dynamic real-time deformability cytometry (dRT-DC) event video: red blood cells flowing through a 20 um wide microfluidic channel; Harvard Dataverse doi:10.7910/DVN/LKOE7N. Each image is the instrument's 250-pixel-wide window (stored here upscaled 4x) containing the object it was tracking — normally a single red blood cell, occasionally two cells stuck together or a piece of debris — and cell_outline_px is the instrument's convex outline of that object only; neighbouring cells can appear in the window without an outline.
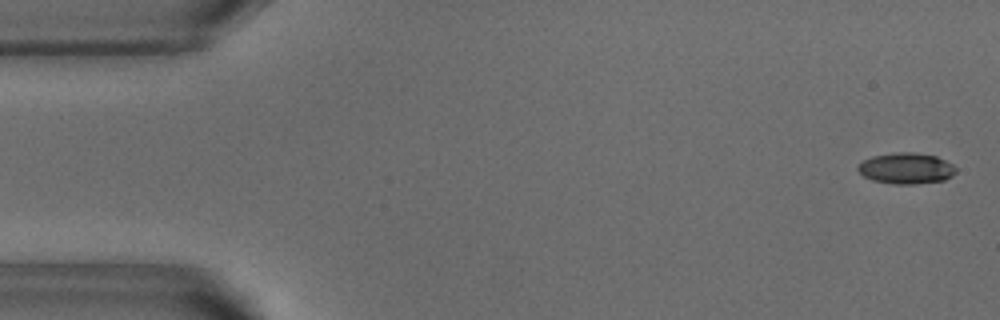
{"species": "common noctule bat (a hibernating species)", "species_latin": "Nyctalus noctula", "temperature_condition": "warm", "stored_images_in_passage": 53, "camera_frame_rate_fps": 3000, "um_per_image_px": 0.085, "animal": {"sex": "male", "body_mass_g": 18.8}, "frame": {"image": 1, "passage_image": 2, "time_ms": 0.333, "image_size_px": [1000, 320], "cell_outline_px": [[956, 172], [952, 176], [944, 180], [916, 184], [896, 184], [872, 180], [864, 176], [856, 168], [864, 160], [872, 156], [896, 152], [912, 152], [936, 156], [952, 164], [956, 168]], "centroid_in_image_um": [77.04, 14.31], "position_along_channel_um": 8.0, "area_um2": 17.63}}
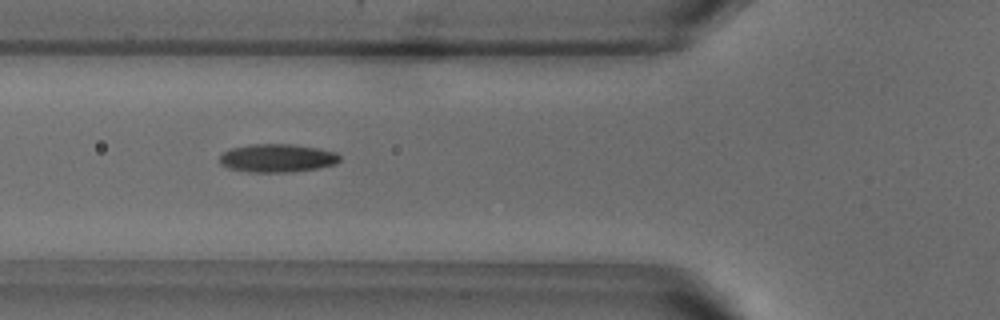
{"frame": {"image": 2, "passage_image": 19, "time_ms": 6.0, "image_size_px": [1000, 320], "cell_outline_px": [[340, 160], [336, 164], [316, 168], [292, 172], [248, 172], [228, 168], [220, 164], [220, 156], [224, 152], [232, 148], [252, 144], [292, 144], [320, 148], [336, 152], [340, 156]], "centroid_in_image_um": [23.58, 13.44], "position_along_channel_um": 102.2, "area_um2": 19.83}}
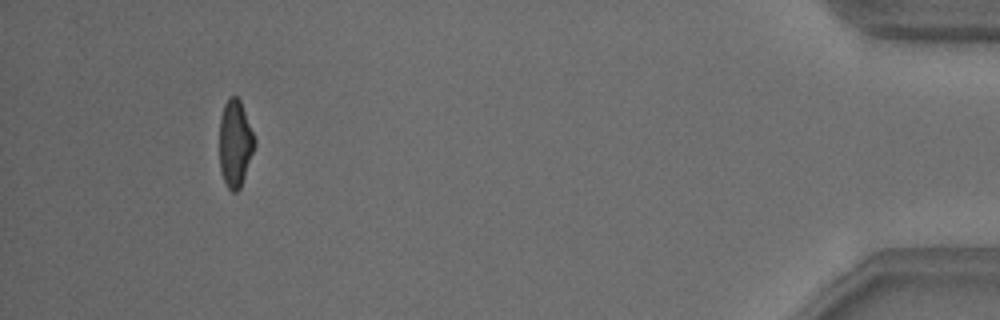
{"frame": {"image": 3, "passage_image": 49, "time_ms": 16.0, "image_size_px": [1000, 320], "cell_outline_px": [[256, 144], [240, 188], [236, 192], [232, 192], [228, 188], [220, 172], [220, 116], [224, 104], [228, 96], [236, 96], [240, 100], [256, 140]], "centroid_in_image_um": [19.98, 12.18], "position_along_channel_um": 415.2, "area_um2": 17.8}, "authors_computed_cell_mechanics": {"area_um2": 18.785, "velocity_mm_per_s": 3.8463, "shape_relaxation_time_tau1_ms": 7.8822, "shape_relaxation_time_tau2_ms": 2.1394, "deformation_change_tau1": 0.2276, "deformation_change_tau2": 0.0902}}